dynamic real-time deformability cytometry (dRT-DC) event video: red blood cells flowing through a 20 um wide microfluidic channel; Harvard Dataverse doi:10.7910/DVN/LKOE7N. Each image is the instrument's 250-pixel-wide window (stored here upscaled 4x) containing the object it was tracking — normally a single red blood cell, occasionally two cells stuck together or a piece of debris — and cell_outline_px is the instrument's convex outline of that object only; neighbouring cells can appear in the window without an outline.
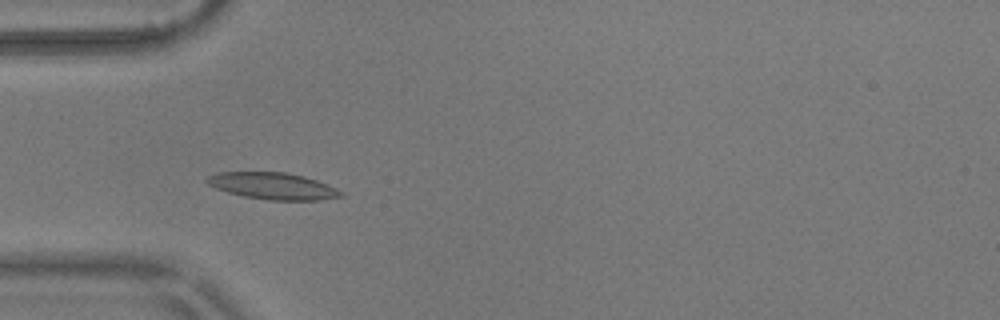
{"species": "common noctule bat (a hibernating species)", "species_latin": "Nyctalus noctula", "temperature_condition": "warm", "stored_images_in_passage": 25, "camera_frame_rate_fps": 3000, "um_per_image_px": 0.085, "animal": {"sex": "male", "body_mass_g": 17.9}, "frame": {"image": 1, "passage_image": 4, "time_ms": 1.0, "image_size_px": [1000, 320], "cell_outline_px": [[344, 196], [320, 200], [268, 200], [244, 196], [228, 192], [216, 188], [208, 184], [204, 180], [208, 176], [216, 172], [284, 172], [304, 176], [328, 184], [344, 192]], "centroid_in_image_um": [23.21, 15.81], "position_along_channel_um": 61.8, "area_um2": 20.92}}
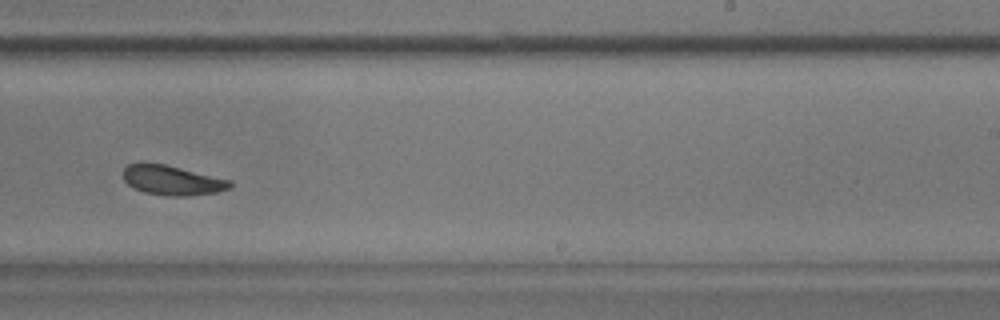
{"frame": {"image": 2, "passage_image": 22, "time_ms": 7.0, "image_size_px": [1000, 320], "cell_outline_px": [[232, 188], [216, 192], [188, 196], [168, 196], [144, 192], [132, 188], [124, 180], [124, 168], [128, 164], [140, 160], [164, 164], [232, 180]], "centroid_in_image_um": [14.6, 15.3], "position_along_channel_um": 274.4, "area_um2": 18.84}}